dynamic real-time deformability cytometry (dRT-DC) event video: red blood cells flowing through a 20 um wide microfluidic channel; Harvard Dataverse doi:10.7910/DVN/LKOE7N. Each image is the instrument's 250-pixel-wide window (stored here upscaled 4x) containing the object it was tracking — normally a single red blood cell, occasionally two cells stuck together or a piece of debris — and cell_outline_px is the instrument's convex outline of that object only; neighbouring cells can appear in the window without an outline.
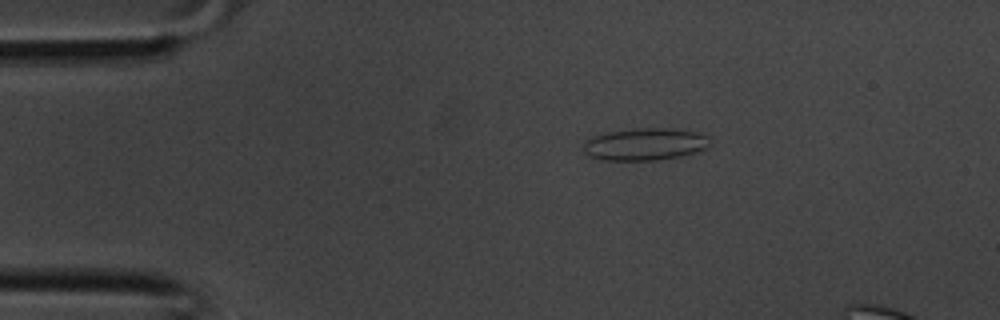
{"species": "common noctule bat (a hibernating species)", "species_latin": "Nyctalus noctula", "temperature_condition": "room temperature", "stored_images_in_passage": 34, "camera_frame_rate_fps": 3000, "um_per_image_px": 0.085, "animal": {"sex": "male", "body_mass_g": 20.1, "forearm_length_mm": 53.5}, "frame": {"image": 1, "passage_image": 7, "time_ms": 2.0, "image_size_px": [1000, 320], "cell_outline_px": [[708, 144], [704, 148], [680, 156], [656, 160], [600, 160], [588, 156], [584, 152], [584, 140], [592, 136], [608, 132], [636, 128], [672, 128], [696, 132], [708, 136]], "centroid_in_image_um": [54.74, 12.25], "position_along_channel_um": 30.3, "area_um2": 23.64}}
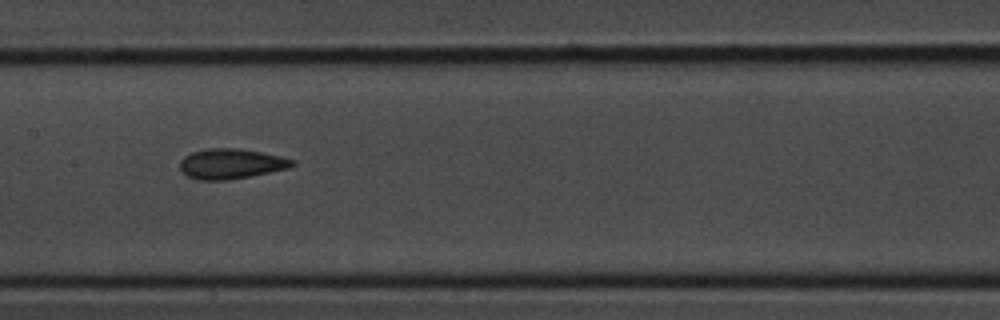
{"frame": {"image": 2, "passage_image": 18, "time_ms": 5.667, "image_size_px": [1000, 320], "cell_outline_px": [[296, 164], [288, 168], [228, 180], [196, 180], [184, 176], [180, 168], [180, 160], [184, 156], [192, 152], [208, 148], [240, 148], [280, 156], [296, 160]], "centroid_in_image_um": [19.59, 13.92], "position_along_channel_um": 187.8, "area_um2": 19.83}}
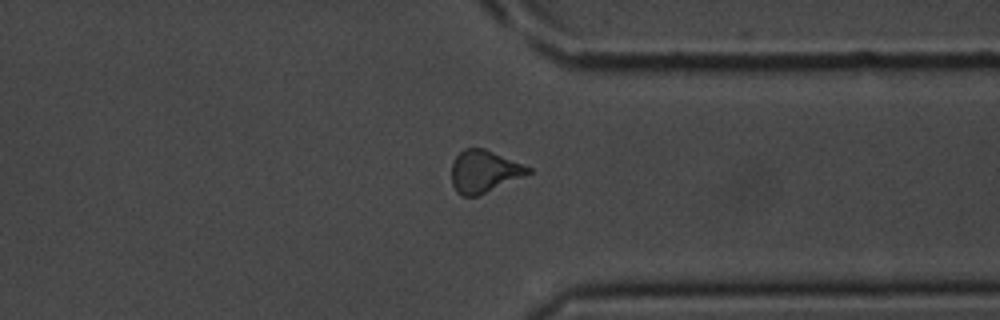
{"frame": {"image": 3, "passage_image": 28, "time_ms": 9.0, "image_size_px": [1000, 320], "cell_outline_px": [[532, 172], [476, 196], [460, 196], [456, 192], [452, 184], [452, 164], [456, 156], [464, 148], [484, 148], [532, 168]], "centroid_in_image_um": [41.11, 14.56], "position_along_channel_um": 370.3, "area_um2": 18.55}}